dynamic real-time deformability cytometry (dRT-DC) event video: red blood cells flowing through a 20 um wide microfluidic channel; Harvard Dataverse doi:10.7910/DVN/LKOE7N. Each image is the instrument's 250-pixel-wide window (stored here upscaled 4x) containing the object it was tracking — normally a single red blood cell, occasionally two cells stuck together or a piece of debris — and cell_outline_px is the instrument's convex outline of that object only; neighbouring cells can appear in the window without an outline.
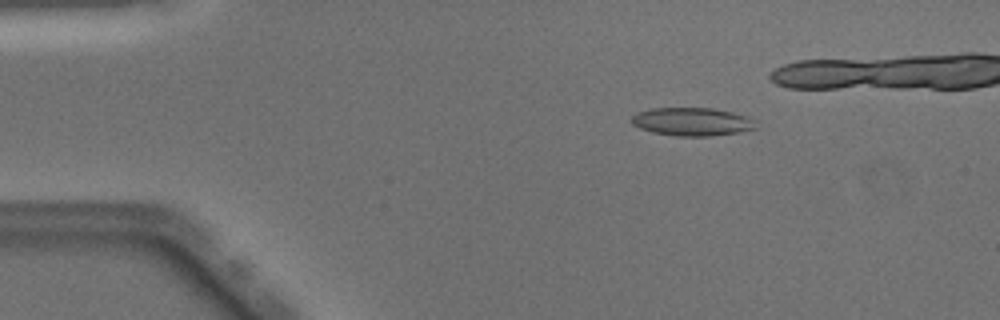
{"species": "Egyptian fruit bat (a non-hibernating species)", "species_latin": "Rousettus aegyptiacus", "temperature_condition": "warm", "stored_images_in_passage": 40, "camera_frame_rate_fps": 3000, "um_per_image_px": 0.085, "animal": {"sex": "male"}, "frame": {"image": 1, "passage_image": 8, "time_ms": 2.333, "image_size_px": [1000, 320], "cell_outline_px": [[760, 128], [740, 132], [712, 136], [676, 136], [652, 132], [640, 128], [632, 124], [632, 116], [636, 112], [652, 108], [712, 108], [732, 112], [756, 120]], "centroid_in_image_um": [58.87, 10.35], "position_along_channel_um": 26.1, "area_um2": 20.63}}
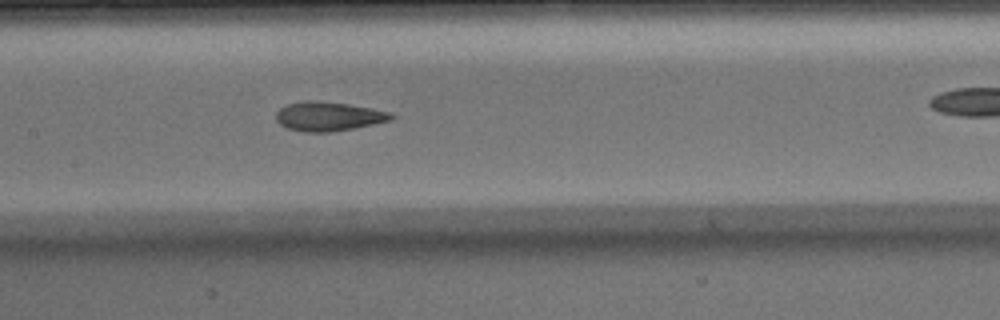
{"frame": {"image": 2, "passage_image": 24, "time_ms": 7.667, "image_size_px": [1000, 320], "cell_outline_px": [[396, 116], [392, 120], [332, 132], [304, 132], [288, 128], [280, 124], [276, 120], [276, 112], [280, 108], [288, 104], [308, 100], [320, 100], [348, 104], [372, 108], [392, 112]], "centroid_in_image_um": [27.94, 9.88], "position_along_channel_um": 179.5, "area_um2": 19.65}}
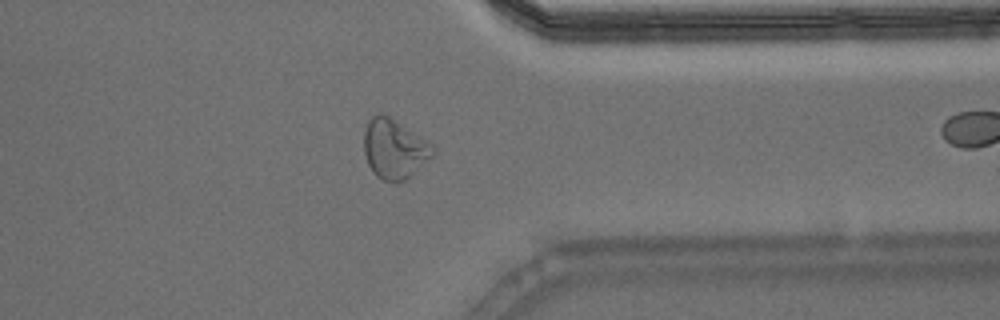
{"frame": {"image": 3, "passage_image": 39, "time_ms": 12.667, "image_size_px": [1000, 320], "cell_outline_px": [[436, 152], [432, 156], [404, 180], [384, 180], [376, 176], [372, 172], [368, 164], [364, 152], [364, 132], [368, 120], [376, 112], [380, 112], [388, 116], [432, 144], [436, 148]], "centroid_in_image_um": [33.48, 12.62], "position_along_channel_um": 377.9, "area_um2": 23.47}}